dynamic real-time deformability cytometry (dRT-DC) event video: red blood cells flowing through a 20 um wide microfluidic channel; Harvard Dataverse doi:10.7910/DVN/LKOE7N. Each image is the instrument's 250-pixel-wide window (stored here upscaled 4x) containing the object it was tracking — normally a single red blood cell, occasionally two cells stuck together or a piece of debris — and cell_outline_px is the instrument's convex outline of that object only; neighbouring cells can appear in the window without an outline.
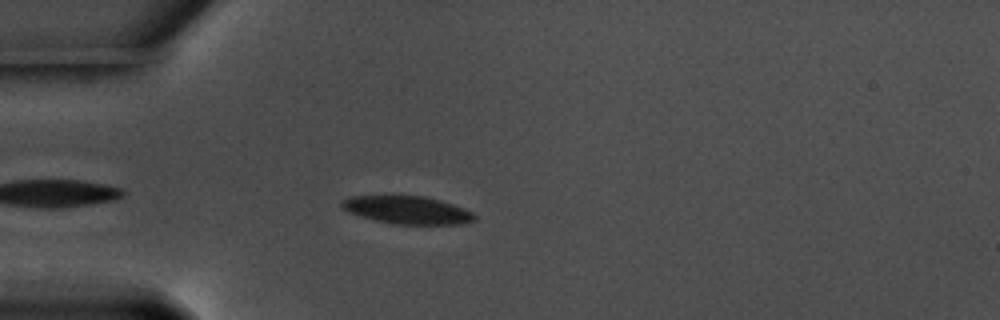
{"species": "common noctule bat (a hibernating species)", "species_latin": "Nyctalus noctula", "temperature_condition": "warm", "stored_images_in_passage": 27, "camera_frame_rate_fps": 3000, "um_per_image_px": 0.085, "animal": {"sex": "male", "body_mass_g": 17.5, "forearm_length_mm": 52.3}, "frame": {"image": 1, "passage_image": 5, "time_ms": 1.333, "image_size_px": [1000, 320], "cell_outline_px": [[476, 220], [460, 224], [392, 224], [360, 216], [348, 212], [340, 204], [340, 200], [352, 196], [424, 196], [440, 200], [464, 208], [472, 212], [476, 216]], "centroid_in_image_um": [34.62, 17.85], "position_along_channel_um": 50.4, "area_um2": 21.44}}
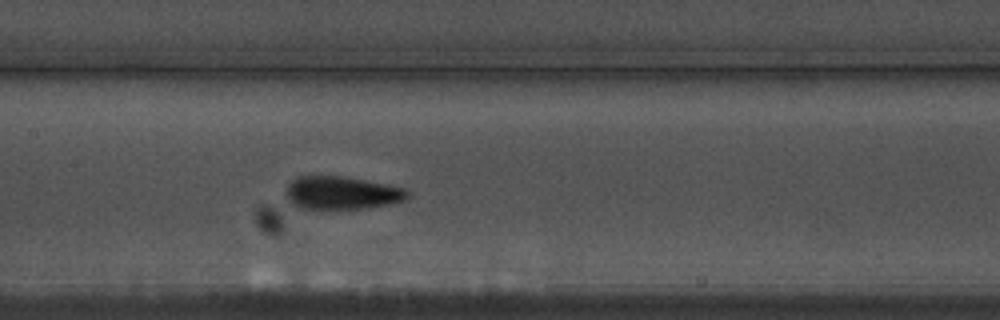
{"frame": {"image": 2, "passage_image": 17, "time_ms": 5.333, "image_size_px": [1000, 320], "cell_outline_px": [[408, 196], [404, 200], [392, 204], [368, 208], [332, 212], [300, 208], [292, 204], [284, 196], [284, 192], [288, 184], [296, 176], [344, 176], [404, 188], [408, 192]], "centroid_in_image_um": [28.97, 16.45], "position_along_channel_um": 178.4, "area_um2": 24.33}}
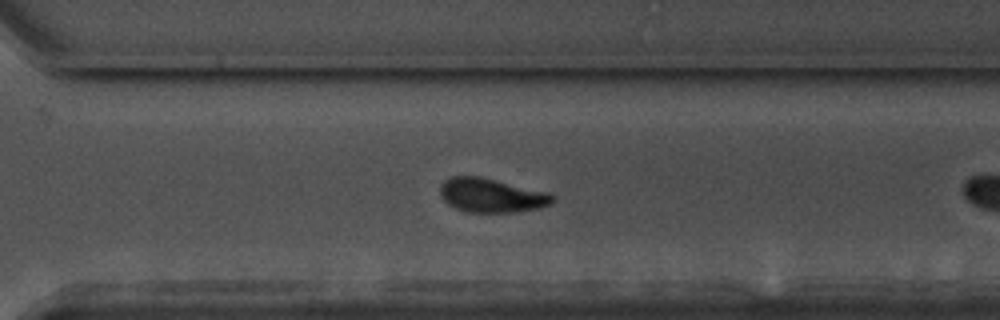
{"frame": {"image": 3, "passage_image": 26, "time_ms": 8.333, "image_size_px": [1000, 320], "cell_outline_px": [[556, 200], [552, 204], [540, 208], [516, 212], [464, 212], [448, 204], [440, 196], [440, 184], [444, 180], [452, 176], [480, 176], [548, 192], [556, 196]], "centroid_in_image_um": [41.79, 16.61], "position_along_channel_um": 328.8, "area_um2": 22.6}}